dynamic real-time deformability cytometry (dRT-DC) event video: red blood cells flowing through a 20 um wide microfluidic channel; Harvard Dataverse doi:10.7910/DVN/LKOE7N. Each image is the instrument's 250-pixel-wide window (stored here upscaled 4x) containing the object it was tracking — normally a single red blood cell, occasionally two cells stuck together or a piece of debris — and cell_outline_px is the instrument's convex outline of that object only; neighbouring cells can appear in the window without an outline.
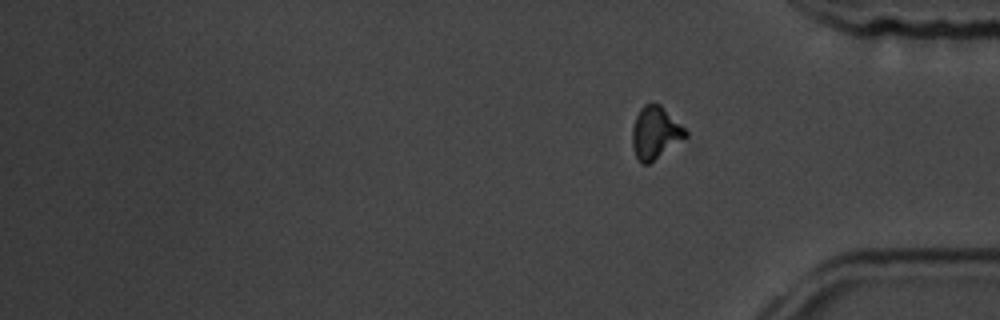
{"species": "common noctule bat (a hibernating species)", "species_latin": "Nyctalus noctula", "temperature_condition": "room temperature", "stored_images_in_passage": 14, "segment_of_instrument_passage": [2, 2], "camera_frame_rate_fps": 3000, "um_per_image_px": 0.085, "animal": {"sex": "male", "body_mass_g": 19.5, "forearm_length_mm": 54.6}, "frame": {"image": 1, "passage_image": 14, "time_ms": 14.667, "image_size_px": [1000, 320], "cell_outline_px": [[688, 136], [648, 164], [640, 164], [632, 148], [632, 128], [636, 116], [640, 108], [644, 104], [660, 104], [688, 132]], "centroid_in_image_um": [55.68, 11.29], "position_along_channel_um": 379.5, "area_um2": 16.13}}